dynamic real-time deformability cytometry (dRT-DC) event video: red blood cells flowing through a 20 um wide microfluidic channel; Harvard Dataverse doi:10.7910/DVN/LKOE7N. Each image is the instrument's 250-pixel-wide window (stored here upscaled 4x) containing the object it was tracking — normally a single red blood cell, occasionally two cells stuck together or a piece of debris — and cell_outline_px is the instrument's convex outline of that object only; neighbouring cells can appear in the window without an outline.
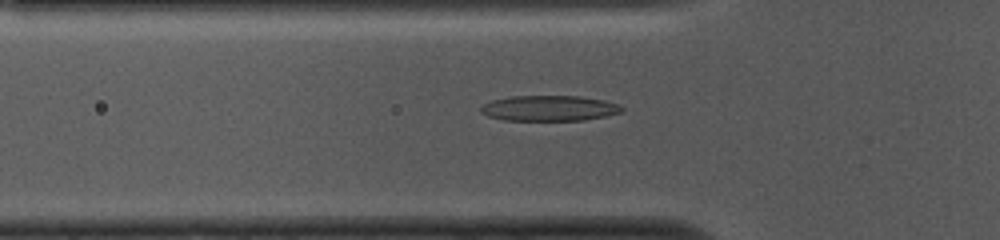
{"species": "common noctule bat (a hibernating species)", "species_latin": "Nyctalus noctula", "temperature_condition": "cold", "stored_images_in_passage": 52, "camera_frame_rate_fps": 3000, "um_per_image_px": 0.085, "animal": {"sex": "female", "body_mass_g": 10.0, "forearm_length_mm": 53.1}, "frame": {"image": 1, "passage_image": 16, "time_ms": 5.0, "image_size_px": [1000, 240], "cell_outline_px": [[624, 112], [584, 120], [504, 120], [488, 116], [480, 112], [480, 108], [484, 104], [492, 100], [508, 96], [580, 96], [604, 100], [616, 104], [624, 108]], "centroid_in_image_um": [46.67, 9.19], "position_along_channel_um": 79.1, "area_um2": 20.92}}
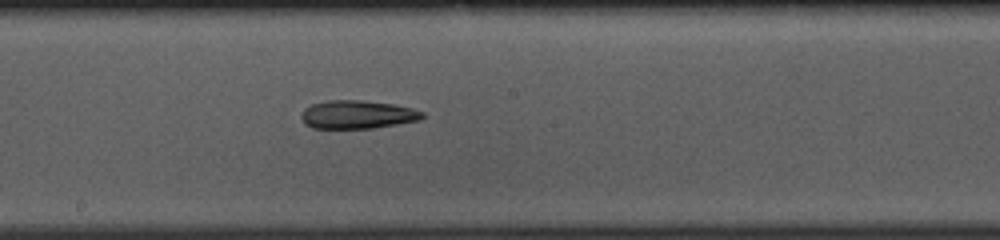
{"frame": {"image": 2, "passage_image": 27, "time_ms": 8.667, "image_size_px": [1000, 240], "cell_outline_px": [[424, 116], [420, 120], [372, 128], [312, 128], [304, 124], [300, 116], [304, 108], [312, 104], [328, 100], [360, 100], [396, 104], [412, 108], [424, 112]], "centroid_in_image_um": [30.37, 9.73], "position_along_channel_um": 217.8, "area_um2": 20.06}}
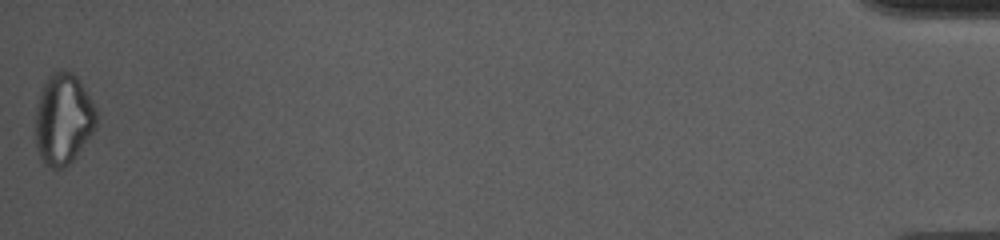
{"frame": {"image": 3, "passage_image": 52, "time_ms": 17.0, "image_size_px": [1000, 240], "cell_outline_px": [[96, 128], [72, 160], [64, 168], [52, 168], [44, 164], [36, 148], [36, 108], [40, 92], [48, 76], [52, 72], [60, 68], [72, 72], [76, 76], [96, 108]], "centroid_in_image_um": [5.36, 10.1], "position_along_channel_um": 429.8, "area_um2": 32.19}}